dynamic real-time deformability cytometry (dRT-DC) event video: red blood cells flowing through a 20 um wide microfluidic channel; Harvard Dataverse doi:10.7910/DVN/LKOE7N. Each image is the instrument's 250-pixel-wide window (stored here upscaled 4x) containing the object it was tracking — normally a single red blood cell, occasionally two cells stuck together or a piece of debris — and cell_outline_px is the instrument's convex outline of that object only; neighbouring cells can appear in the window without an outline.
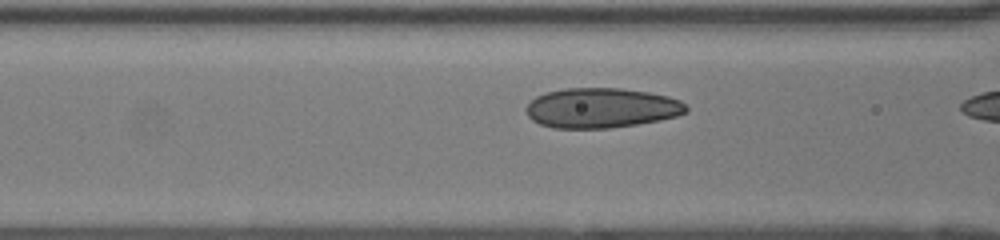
{"species": "human", "species_latin": "Homo sapiens", "temperature_condition": "room temperature", "stored_images_in_passage": 10, "camera_frame_rate_fps": 3000, "um_per_image_px": 0.085, "donor": {"sex": "female"}, "frame": {"image": 1, "passage_image": 9, "time_ms": 2.667, "image_size_px": [1000, 240], "cell_outline_px": [[688, 112], [676, 116], [660, 120], [636, 124], [608, 128], [552, 128], [540, 124], [532, 120], [528, 116], [524, 108], [536, 96], [548, 92], [564, 88], [620, 88], [648, 92], [668, 96], [680, 100], [688, 108]], "centroid_in_image_um": [51.11, 9.17], "position_along_channel_um": 115.5, "area_um2": 37.28}}